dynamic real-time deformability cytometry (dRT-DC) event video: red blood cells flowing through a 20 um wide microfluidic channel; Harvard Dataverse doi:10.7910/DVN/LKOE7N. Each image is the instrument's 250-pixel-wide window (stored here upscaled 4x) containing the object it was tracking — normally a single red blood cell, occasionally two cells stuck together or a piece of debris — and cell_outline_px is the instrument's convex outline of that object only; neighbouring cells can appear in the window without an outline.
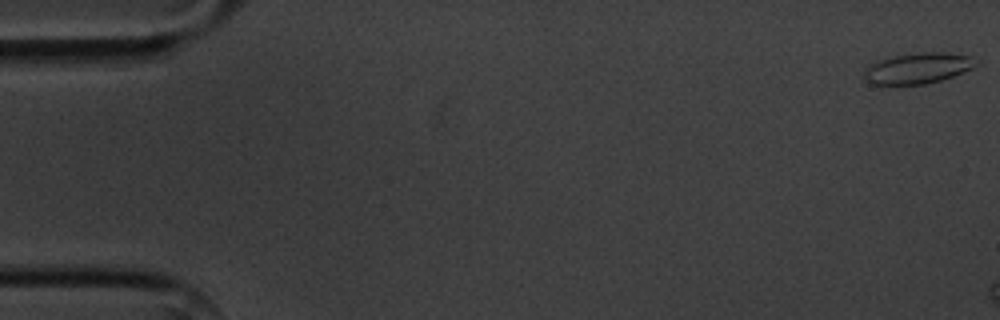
{"species": "common noctule bat (a hibernating species)", "species_latin": "Nyctalus noctula", "temperature_condition": "cold", "stored_images_in_passage": 4, "camera_frame_rate_fps": 3000, "um_per_image_px": 0.085, "animal": {"sex": "male", "body_mass_g": 20.1, "forearm_length_mm": 53.5}, "frame": {"image": 1, "passage_image": 1, "time_ms": 0.0, "image_size_px": [1000, 320], "cell_outline_px": [[980, 64], [972, 68], [952, 76], [940, 80], [924, 84], [892, 88], [868, 84], [864, 80], [864, 68], [868, 64], [876, 60], [892, 56], [924, 52], [944, 52], [972, 56], [980, 60]], "centroid_in_image_um": [77.93, 5.84], "position_along_channel_um": 7.1, "area_um2": 21.15}}